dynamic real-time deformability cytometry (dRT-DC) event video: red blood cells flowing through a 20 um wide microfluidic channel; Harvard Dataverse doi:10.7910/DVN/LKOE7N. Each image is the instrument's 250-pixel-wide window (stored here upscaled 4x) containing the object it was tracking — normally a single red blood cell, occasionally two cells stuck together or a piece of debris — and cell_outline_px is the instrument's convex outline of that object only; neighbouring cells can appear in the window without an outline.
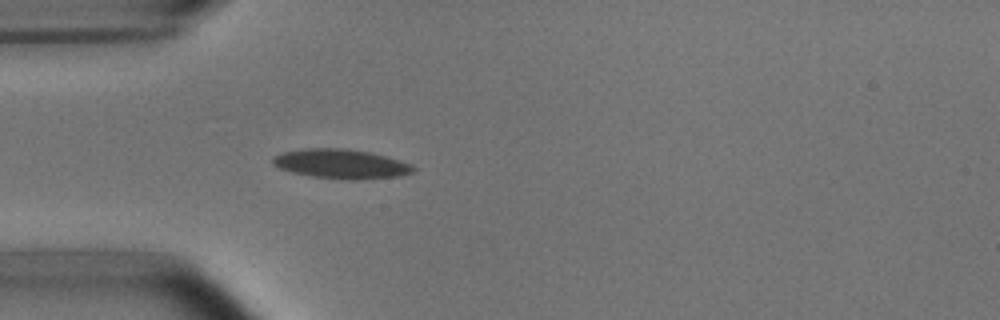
{"species": "common noctule bat (a hibernating species)", "species_latin": "Nyctalus noctula", "temperature_condition": "room temperature", "stored_images_in_passage": 39, "camera_frame_rate_fps": 3000, "um_per_image_px": 0.085, "animal": {"sex": "male", "body_mass_g": 15.6}, "frame": {"image": 1, "passage_image": 1, "time_ms": 0.0, "image_size_px": [1000, 320], "cell_outline_px": [[416, 168], [412, 172], [400, 176], [360, 180], [348, 180], [312, 176], [292, 172], [280, 168], [272, 164], [272, 156], [284, 152], [304, 148], [344, 148], [368, 152], [400, 160], [412, 164]], "centroid_in_image_um": [28.99, 13.93], "position_along_channel_um": 56.0, "area_um2": 24.1}}
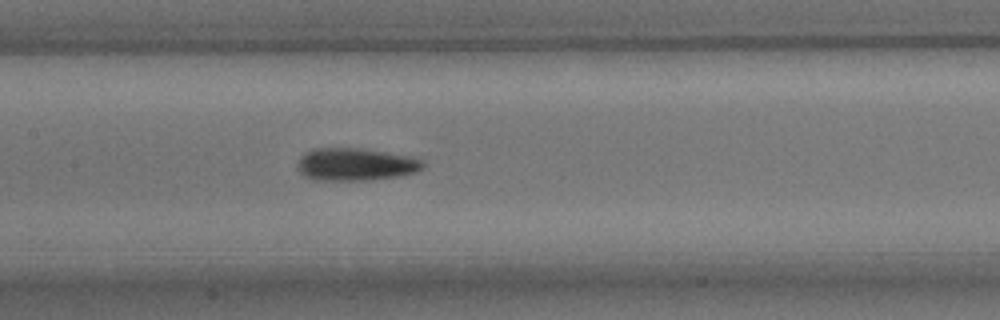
{"frame": {"image": 2, "passage_image": 11, "time_ms": 3.333, "image_size_px": [1000, 320], "cell_outline_px": [[424, 168], [416, 172], [400, 176], [368, 180], [312, 180], [304, 176], [296, 168], [300, 156], [304, 152], [312, 148], [360, 148], [412, 156], [424, 160]], "centroid_in_image_um": [30.22, 13.97], "position_along_channel_um": 177.2, "area_um2": 24.22}}
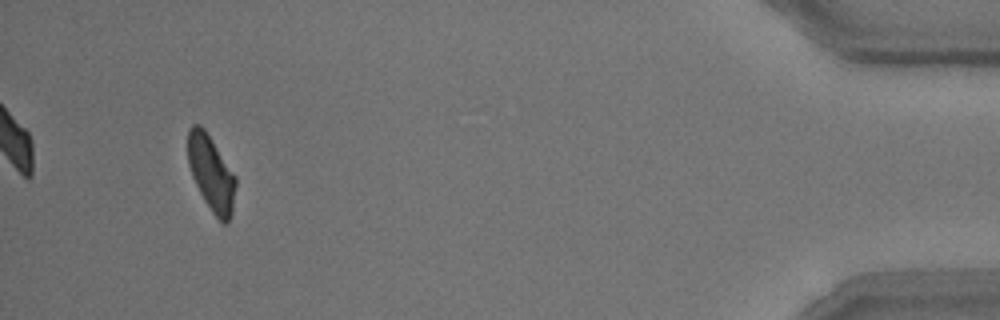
{"frame": {"image": 3, "passage_image": 36, "time_ms": 11.667, "image_size_px": [1000, 320], "cell_outline_px": [[236, 188], [232, 212], [228, 220], [224, 224], [212, 212], [204, 200], [192, 176], [188, 164], [188, 128], [192, 124], [200, 124], [204, 128], [236, 176]], "centroid_in_image_um": [17.95, 14.7], "position_along_channel_um": 417.3, "area_um2": 20.87}, "authors_computed_cell_mechanics": {"area_um2": 22.542, "velocity_mm_per_s": 3.7369, "shape_relaxation_time_tau1_ms": 4.0321, "shape_relaxation_time_tau2_ms": 4.3388, "deformation_change_tau1": 0.1292, "deformation_change_tau2": 0.1175}}